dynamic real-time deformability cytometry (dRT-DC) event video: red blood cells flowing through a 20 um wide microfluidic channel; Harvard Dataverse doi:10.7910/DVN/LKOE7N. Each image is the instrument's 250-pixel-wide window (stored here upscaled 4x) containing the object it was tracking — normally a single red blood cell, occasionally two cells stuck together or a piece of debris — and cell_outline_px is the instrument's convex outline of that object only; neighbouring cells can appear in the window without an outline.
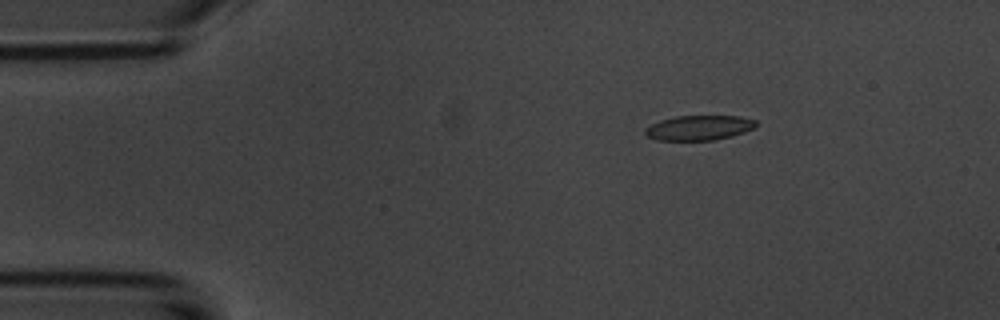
{"species": "common noctule bat (a hibernating species)", "species_latin": "Nyctalus noctula", "temperature_condition": "room temperature", "stored_images_in_passage": 5, "camera_frame_rate_fps": 3000, "um_per_image_px": 0.085, "animal": {"sex": "male", "body_mass_g": 20.1, "forearm_length_mm": 53.5}, "frame": {"image": 1, "passage_image": 3, "time_ms": 2.333, "image_size_px": [1000, 320], "cell_outline_px": [[756, 128], [732, 136], [716, 140], [656, 140], [648, 136], [644, 132], [644, 128], [660, 120], [676, 116], [740, 116], [756, 120]], "centroid_in_image_um": [59.43, 10.86], "position_along_channel_um": 25.6, "area_um2": 16.13}}
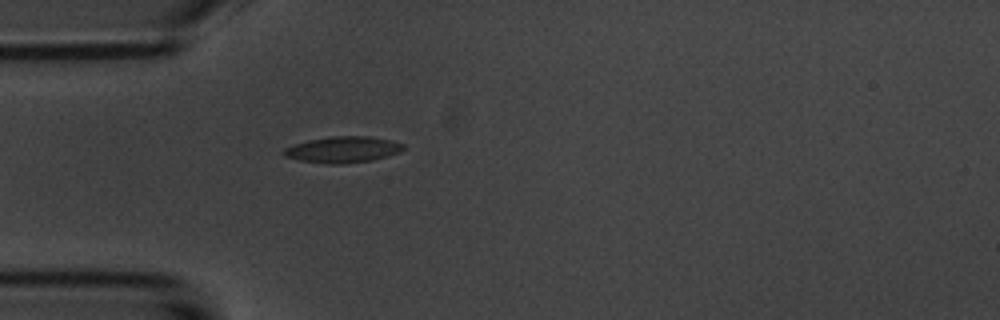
{"frame": {"image": 2, "passage_image": 5, "time_ms": 4.667, "image_size_px": [1000, 320], "cell_outline_px": [[404, 148], [400, 152], [372, 160], [340, 164], [328, 164], [300, 160], [284, 156], [280, 152], [284, 148], [308, 140], [332, 136], [368, 136], [392, 140], [404, 144]], "centroid_in_image_um": [29.13, 12.71], "position_along_channel_um": 55.9, "area_um2": 18.21}}